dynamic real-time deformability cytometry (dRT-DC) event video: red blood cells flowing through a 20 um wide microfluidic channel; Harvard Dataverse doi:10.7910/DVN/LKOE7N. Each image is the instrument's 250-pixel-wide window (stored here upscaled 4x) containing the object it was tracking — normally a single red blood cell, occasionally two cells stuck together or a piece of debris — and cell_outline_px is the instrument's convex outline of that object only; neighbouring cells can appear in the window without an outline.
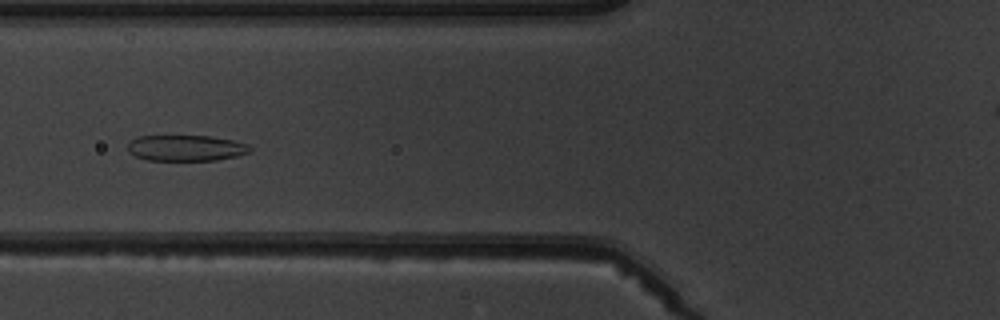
{"species": "common noctule bat (a hibernating species)", "species_latin": "Nyctalus noctula", "temperature_condition": "warm", "stored_images_in_passage": 7, "camera_frame_rate_fps": 3000, "um_per_image_px": 0.085, "animal": {"sex": "male", "body_mass_g": 19.5, "forearm_length_mm": 54.6}, "frame": {"image": 1, "passage_image": 7, "time_ms": 7.0, "image_size_px": [1000, 320], "cell_outline_px": [[252, 152], [236, 156], [216, 160], [148, 160], [136, 156], [128, 152], [128, 144], [136, 136], [208, 136], [232, 140], [248, 144], [252, 148]], "centroid_in_image_um": [15.82, 12.58], "position_along_channel_um": 110.0, "area_um2": 18.44}}